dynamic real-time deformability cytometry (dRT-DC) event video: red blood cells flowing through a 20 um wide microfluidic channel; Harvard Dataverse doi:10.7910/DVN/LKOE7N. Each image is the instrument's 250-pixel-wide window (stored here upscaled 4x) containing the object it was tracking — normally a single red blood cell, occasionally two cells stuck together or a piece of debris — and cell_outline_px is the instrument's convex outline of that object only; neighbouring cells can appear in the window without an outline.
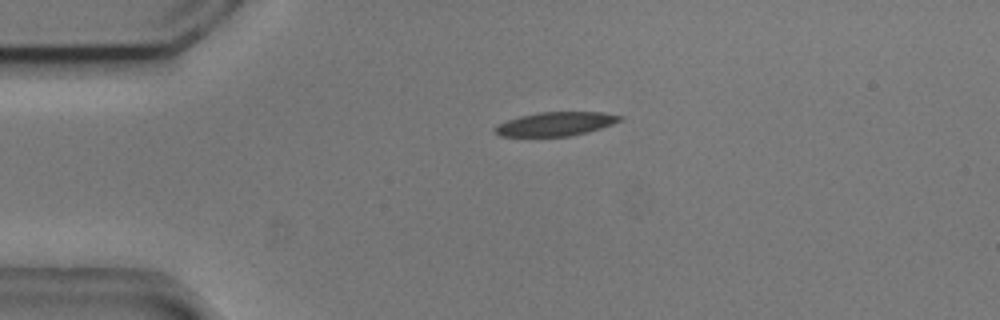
{"species": "common noctule bat (a hibernating species)", "species_latin": "Nyctalus noctula", "temperature_condition": "cold", "stored_images_in_passage": 2, "camera_frame_rate_fps": 3000, "um_per_image_px": 0.085, "animal": {"sex": "male", "body_mass_g": 20.5, "forearm_length_mm": 52.5}, "frame": {"image": 1, "passage_image": 1, "time_ms": 0.0, "image_size_px": [1000, 320], "cell_outline_px": [[624, 120], [588, 132], [572, 136], [500, 136], [492, 132], [492, 128], [508, 120], [520, 116], [540, 112], [604, 112], [624, 116]], "centroid_in_image_um": [47.26, 10.53], "position_along_channel_um": 37.7, "area_um2": 17.46}}